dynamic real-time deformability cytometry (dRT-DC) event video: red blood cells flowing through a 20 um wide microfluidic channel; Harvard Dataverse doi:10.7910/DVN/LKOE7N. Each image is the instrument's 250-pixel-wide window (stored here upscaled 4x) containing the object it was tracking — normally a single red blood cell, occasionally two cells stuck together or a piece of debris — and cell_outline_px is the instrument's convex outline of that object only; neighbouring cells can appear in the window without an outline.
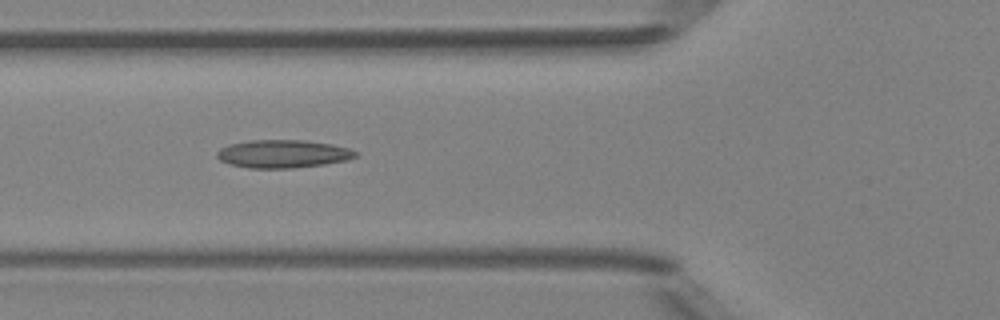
{"species": "Egyptian fruit bat (a non-hibernating species)", "species_latin": "Rousettus aegyptiacus", "temperature_condition": "room temperature", "stored_images_in_passage": 6, "camera_frame_rate_fps": 3000, "um_per_image_px": 0.085, "animal": {"sex": "female"}, "frame": {"image": 1, "passage_image": 3, "time_ms": 2.333, "image_size_px": [1000, 320], "cell_outline_px": [[356, 156], [348, 160], [324, 164], [292, 168], [248, 168], [232, 164], [220, 160], [216, 156], [216, 152], [220, 148], [228, 144], [248, 140], [304, 140], [332, 144], [348, 148], [356, 152]], "centroid_in_image_um": [24.02, 13.07], "position_along_channel_um": 101.8, "area_um2": 22.6}}
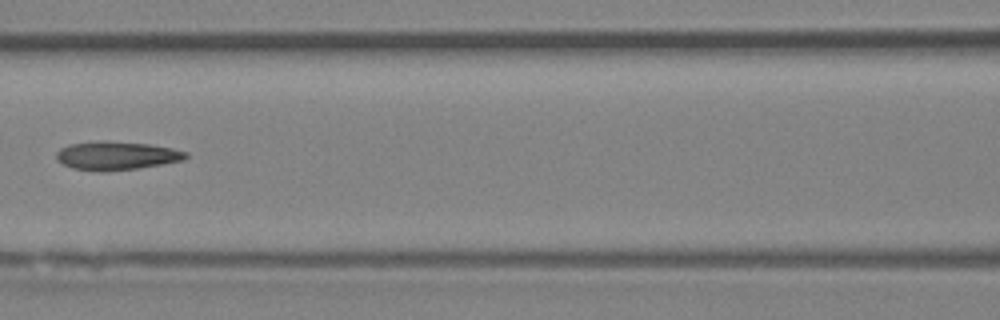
{"frame": {"image": 2, "passage_image": 4, "time_ms": 3.667, "image_size_px": [1000, 320], "cell_outline_px": [[188, 156], [184, 160], [136, 168], [104, 172], [72, 168], [56, 160], [56, 152], [60, 148], [68, 144], [100, 140], [104, 140], [148, 144], [172, 148], [188, 152]], "centroid_in_image_um": [9.87, 13.22], "position_along_channel_um": 156.7, "area_um2": 21.56}}
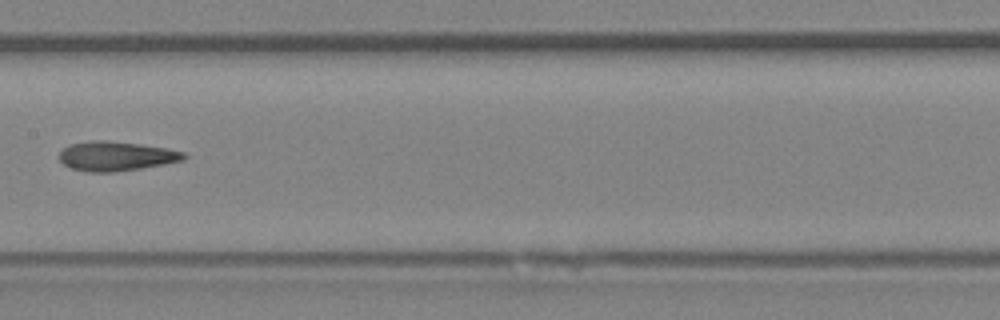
{"frame": {"image": 3, "passage_image": 5, "time_ms": 4.667, "image_size_px": [1000, 320], "cell_outline_px": [[188, 156], [184, 160], [164, 164], [140, 168], [112, 172], [88, 172], [72, 168], [64, 164], [60, 160], [60, 152], [64, 148], [72, 144], [92, 140], [104, 140], [140, 144], [164, 148], [184, 152]], "centroid_in_image_um": [9.88, 13.27], "position_along_channel_um": 197.5, "area_um2": 21.1}}